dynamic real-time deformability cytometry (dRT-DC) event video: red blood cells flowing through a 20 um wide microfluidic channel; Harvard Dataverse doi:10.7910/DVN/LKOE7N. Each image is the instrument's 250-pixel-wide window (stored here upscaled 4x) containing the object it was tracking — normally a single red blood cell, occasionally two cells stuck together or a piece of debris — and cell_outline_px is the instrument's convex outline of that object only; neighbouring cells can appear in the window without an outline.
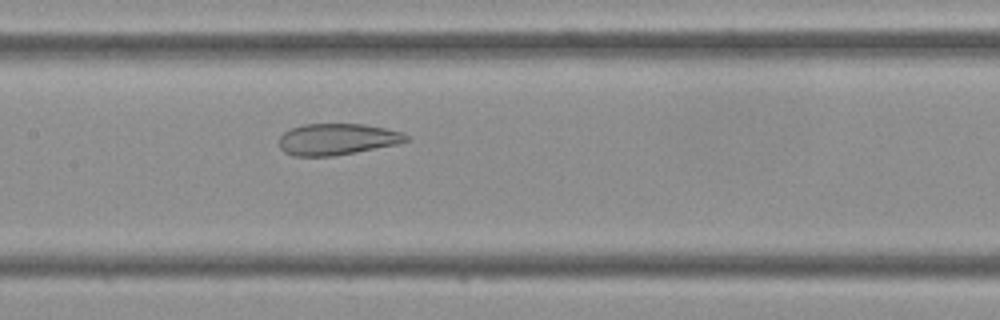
{"species": "Egyptian fruit bat (a non-hibernating species)", "species_latin": "Rousettus aegyptiacus", "temperature_condition": "cold", "stored_images_in_passage": 44, "camera_frame_rate_fps": 3000, "um_per_image_px": 0.085, "frame": {"image": 1, "passage_image": 21, "time_ms": 6.667, "image_size_px": [1000, 320], "cell_outline_px": [[408, 140], [400, 144], [356, 152], [332, 156], [292, 156], [284, 152], [280, 148], [280, 136], [284, 132], [292, 128], [304, 124], [364, 124], [404, 132], [408, 136]], "centroid_in_image_um": [28.68, 11.84], "position_along_channel_um": 178.7, "area_um2": 23.35}}
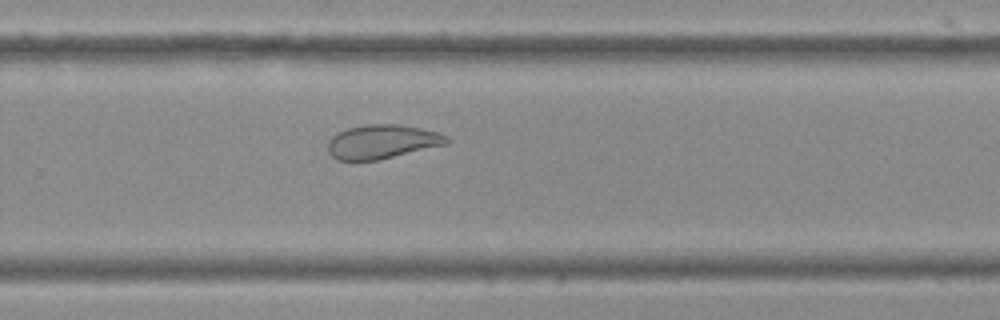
{"frame": {"image": 2, "passage_image": 29, "time_ms": 9.333, "image_size_px": [1000, 320], "cell_outline_px": [[452, 140], [448, 144], [376, 160], [336, 160], [328, 152], [328, 140], [332, 136], [348, 128], [368, 124], [396, 124], [420, 128], [440, 132], [448, 136]], "centroid_in_image_um": [32.51, 12.04], "position_along_channel_um": 297.3, "area_um2": 23.52}}
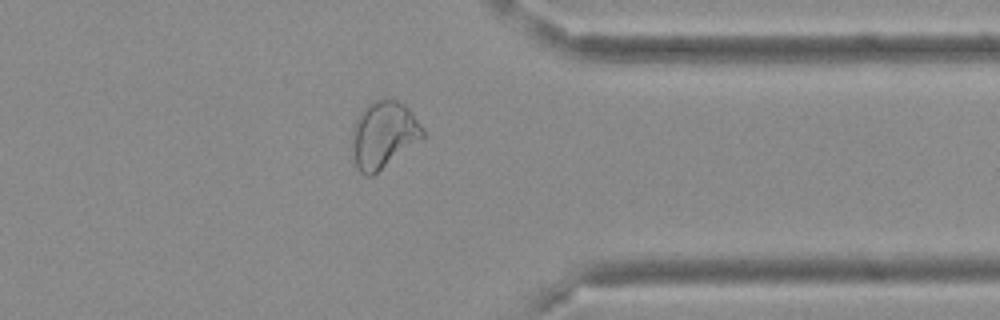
{"frame": {"image": 3, "passage_image": 35, "time_ms": 11.333, "image_size_px": [1000, 320], "cell_outline_px": [[424, 136], [372, 176], [364, 176], [356, 168], [352, 152], [352, 132], [356, 120], [360, 112], [372, 100], [396, 100], [404, 104], [408, 108], [424, 128]], "centroid_in_image_um": [32.57, 11.45], "position_along_channel_um": 378.8, "area_um2": 27.22}}